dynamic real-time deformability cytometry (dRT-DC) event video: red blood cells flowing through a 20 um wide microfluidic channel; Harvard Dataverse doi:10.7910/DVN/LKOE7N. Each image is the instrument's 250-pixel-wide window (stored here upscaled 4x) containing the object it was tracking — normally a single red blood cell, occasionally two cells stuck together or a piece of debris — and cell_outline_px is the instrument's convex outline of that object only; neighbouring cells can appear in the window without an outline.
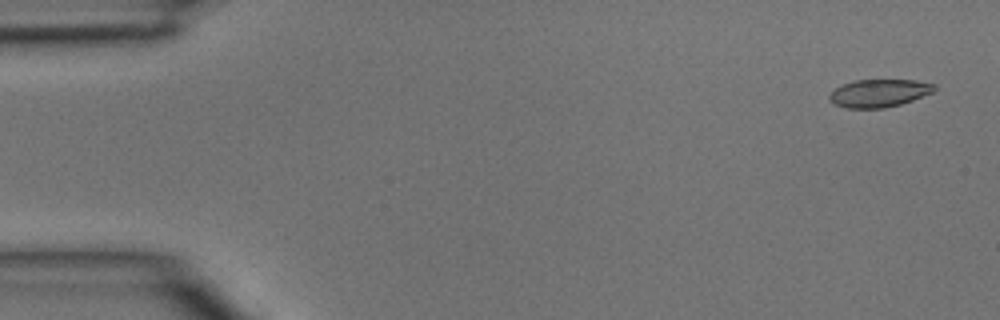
{"species": "common noctule bat (a hibernating species)", "species_latin": "Nyctalus noctula", "temperature_condition": "room temperature", "stored_images_in_passage": 4, "camera_frame_rate_fps": 3000, "um_per_image_px": 0.085, "animal": {"sex": "male", "body_mass_g": 15.6}, "frame": {"image": 1, "passage_image": 1, "time_ms": 0.0, "image_size_px": [1000, 320], "cell_outline_px": [[936, 88], [932, 92], [912, 100], [900, 104], [884, 108], [848, 108], [836, 104], [828, 100], [828, 96], [836, 88], [844, 84], [856, 80], [916, 80], [936, 84]], "centroid_in_image_um": [74.73, 7.91], "position_along_channel_um": 10.3, "area_um2": 16.82}}
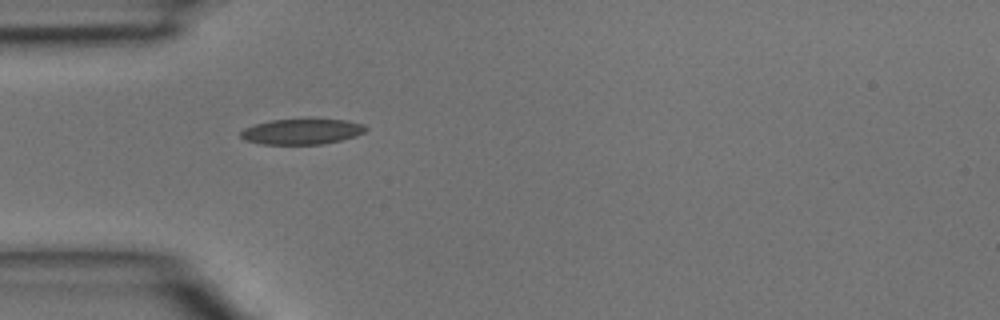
{"frame": {"image": 2, "passage_image": 4, "time_ms": 1.0, "image_size_px": [1000, 320], "cell_outline_px": [[368, 128], [364, 132], [356, 136], [324, 144], [260, 144], [248, 140], [240, 136], [240, 132], [244, 128], [256, 124], [272, 120], [344, 120], [364, 124]], "centroid_in_image_um": [25.67, 11.19], "position_along_channel_um": 59.3, "area_um2": 18.26}}